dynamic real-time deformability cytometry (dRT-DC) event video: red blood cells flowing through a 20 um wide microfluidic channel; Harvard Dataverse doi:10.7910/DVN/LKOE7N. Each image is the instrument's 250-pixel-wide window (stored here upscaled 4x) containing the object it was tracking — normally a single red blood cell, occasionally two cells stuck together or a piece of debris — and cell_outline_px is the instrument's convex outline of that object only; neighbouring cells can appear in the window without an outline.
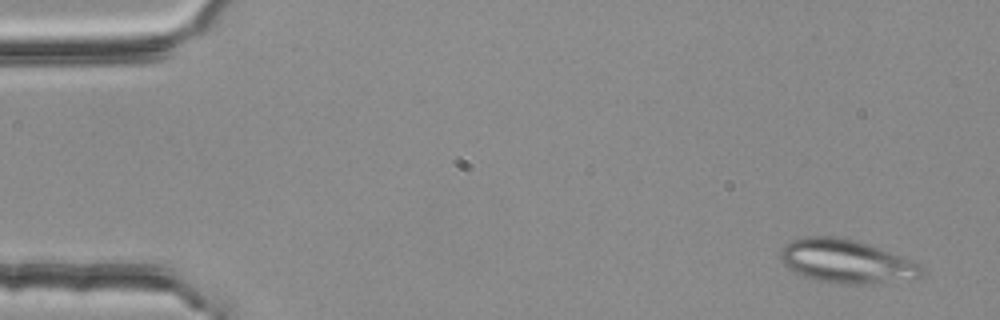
{"species": "common noctule bat (a hibernating species)", "species_latin": "Nyctalus noctula", "temperature_condition": "room temperature", "stored_images_in_passage": 52, "segment_of_instrument_passage": [1, 2], "camera_frame_rate_fps": 3000, "um_per_image_px": 0.085, "animal": {"sex": "female", "body_mass_g": 25.1}, "frame": {"image": 1, "passage_image": 2, "time_ms": 0.333, "image_size_px": [1000, 320], "cell_outline_px": [[924, 276], [916, 280], [872, 284], [840, 284], [820, 280], [804, 276], [796, 272], [784, 264], [780, 260], [780, 252], [784, 244], [792, 240], [804, 236], [836, 236], [856, 240], [868, 244], [900, 256], [916, 264], [924, 272]], "centroid_in_image_um": [71.95, 22.22], "position_along_channel_um": 13.1, "area_um2": 35.84}}